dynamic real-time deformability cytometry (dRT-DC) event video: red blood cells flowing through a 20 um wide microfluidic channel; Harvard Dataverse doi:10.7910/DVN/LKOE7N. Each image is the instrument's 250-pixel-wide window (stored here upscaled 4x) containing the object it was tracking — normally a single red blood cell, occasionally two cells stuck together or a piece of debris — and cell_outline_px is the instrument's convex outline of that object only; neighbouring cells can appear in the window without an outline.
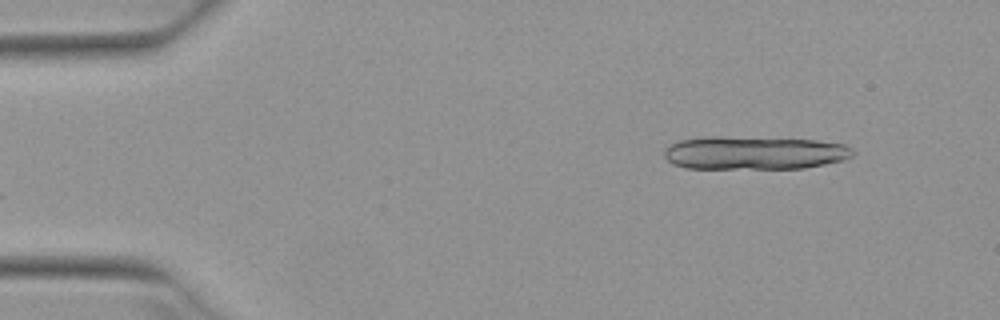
{"species": "Egyptian fruit bat (a non-hibernating species)", "species_latin": "Rousettus aegyptiacus", "temperature_condition": "warm", "stored_images_in_passage": 5, "camera_frame_rate_fps": 3000, "um_per_image_px": 0.085, "animal": {"sex": "female"}, "frame": {"image": 1, "passage_image": 2, "time_ms": 0.333, "image_size_px": [1000, 320], "cell_outline_px": [[856, 152], [852, 156], [844, 160], [804, 168], [684, 168], [672, 164], [664, 156], [664, 148], [680, 140], [704, 136], [720, 136], [816, 140], [844, 144], [852, 148]], "centroid_in_image_um": [64.1, 12.99], "position_along_channel_um": 20.9, "area_um2": 36.76}}
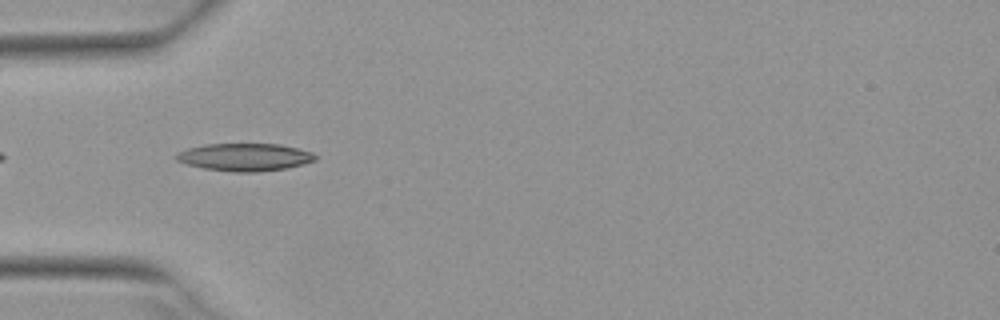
{"frame": {"image": 2, "passage_image": 5, "time_ms": 1.333, "image_size_px": [1000, 320], "cell_outline_px": [[316, 160], [304, 164], [288, 168], [256, 172], [232, 172], [204, 168], [188, 164], [176, 160], [176, 152], [188, 148], [204, 144], [280, 144], [312, 152], [316, 156]], "centroid_in_image_um": [20.81, 13.35], "position_along_channel_um": 64.2, "area_um2": 22.37}}